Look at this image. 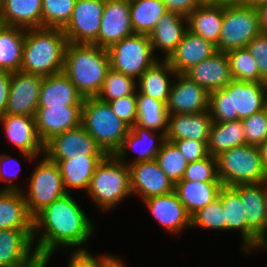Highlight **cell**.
I'll list each match as a JSON object with an SVG mask.
<instances>
[{
	"instance_id": "obj_1",
	"label": "cell",
	"mask_w": 267,
	"mask_h": 267,
	"mask_svg": "<svg viewBox=\"0 0 267 267\" xmlns=\"http://www.w3.org/2000/svg\"><path fill=\"white\" fill-rule=\"evenodd\" d=\"M90 220L70 193L43 208L33 217V241L40 235L34 242L38 257L50 260L58 246L81 249L95 231Z\"/></svg>"
},
{
	"instance_id": "obj_2",
	"label": "cell",
	"mask_w": 267,
	"mask_h": 267,
	"mask_svg": "<svg viewBox=\"0 0 267 267\" xmlns=\"http://www.w3.org/2000/svg\"><path fill=\"white\" fill-rule=\"evenodd\" d=\"M267 87L261 82L232 79L222 89L209 93V111L213 122L242 120L264 109Z\"/></svg>"
},
{
	"instance_id": "obj_3",
	"label": "cell",
	"mask_w": 267,
	"mask_h": 267,
	"mask_svg": "<svg viewBox=\"0 0 267 267\" xmlns=\"http://www.w3.org/2000/svg\"><path fill=\"white\" fill-rule=\"evenodd\" d=\"M110 69L108 51L94 44L68 42L63 73L86 97H96Z\"/></svg>"
},
{
	"instance_id": "obj_4",
	"label": "cell",
	"mask_w": 267,
	"mask_h": 267,
	"mask_svg": "<svg viewBox=\"0 0 267 267\" xmlns=\"http://www.w3.org/2000/svg\"><path fill=\"white\" fill-rule=\"evenodd\" d=\"M67 44L60 28L26 29L20 70L43 77L63 72Z\"/></svg>"
},
{
	"instance_id": "obj_5",
	"label": "cell",
	"mask_w": 267,
	"mask_h": 267,
	"mask_svg": "<svg viewBox=\"0 0 267 267\" xmlns=\"http://www.w3.org/2000/svg\"><path fill=\"white\" fill-rule=\"evenodd\" d=\"M81 125L107 155L116 154L130 130L109 103L97 97L84 98Z\"/></svg>"
},
{
	"instance_id": "obj_6",
	"label": "cell",
	"mask_w": 267,
	"mask_h": 267,
	"mask_svg": "<svg viewBox=\"0 0 267 267\" xmlns=\"http://www.w3.org/2000/svg\"><path fill=\"white\" fill-rule=\"evenodd\" d=\"M87 193L103 211L119 205L132 195L129 166L115 155H107L94 171Z\"/></svg>"
},
{
	"instance_id": "obj_7",
	"label": "cell",
	"mask_w": 267,
	"mask_h": 267,
	"mask_svg": "<svg viewBox=\"0 0 267 267\" xmlns=\"http://www.w3.org/2000/svg\"><path fill=\"white\" fill-rule=\"evenodd\" d=\"M216 159L223 186L267 181L258 146L243 144L221 153Z\"/></svg>"
},
{
	"instance_id": "obj_8",
	"label": "cell",
	"mask_w": 267,
	"mask_h": 267,
	"mask_svg": "<svg viewBox=\"0 0 267 267\" xmlns=\"http://www.w3.org/2000/svg\"><path fill=\"white\" fill-rule=\"evenodd\" d=\"M261 33L255 8L242 3H224L221 34L216 45L218 52L246 48L247 44Z\"/></svg>"
},
{
	"instance_id": "obj_9",
	"label": "cell",
	"mask_w": 267,
	"mask_h": 267,
	"mask_svg": "<svg viewBox=\"0 0 267 267\" xmlns=\"http://www.w3.org/2000/svg\"><path fill=\"white\" fill-rule=\"evenodd\" d=\"M110 68L134 79H138L159 59L154 57L150 37L133 34L107 49Z\"/></svg>"
},
{
	"instance_id": "obj_10",
	"label": "cell",
	"mask_w": 267,
	"mask_h": 267,
	"mask_svg": "<svg viewBox=\"0 0 267 267\" xmlns=\"http://www.w3.org/2000/svg\"><path fill=\"white\" fill-rule=\"evenodd\" d=\"M30 176L28 191L23 192L28 212L34 217L43 208L55 200L65 196L62 176L57 163L49 160L46 156L38 162Z\"/></svg>"
},
{
	"instance_id": "obj_11",
	"label": "cell",
	"mask_w": 267,
	"mask_h": 267,
	"mask_svg": "<svg viewBox=\"0 0 267 267\" xmlns=\"http://www.w3.org/2000/svg\"><path fill=\"white\" fill-rule=\"evenodd\" d=\"M240 195L247 221V253L267 248L265 182L232 186ZM253 249V250H252ZM252 250V251H251Z\"/></svg>"
},
{
	"instance_id": "obj_12",
	"label": "cell",
	"mask_w": 267,
	"mask_h": 267,
	"mask_svg": "<svg viewBox=\"0 0 267 267\" xmlns=\"http://www.w3.org/2000/svg\"><path fill=\"white\" fill-rule=\"evenodd\" d=\"M43 153L55 163L75 156H107L82 125L55 135L44 144Z\"/></svg>"
},
{
	"instance_id": "obj_13",
	"label": "cell",
	"mask_w": 267,
	"mask_h": 267,
	"mask_svg": "<svg viewBox=\"0 0 267 267\" xmlns=\"http://www.w3.org/2000/svg\"><path fill=\"white\" fill-rule=\"evenodd\" d=\"M105 0H76L70 21L62 29L68 42L93 44L99 35Z\"/></svg>"
},
{
	"instance_id": "obj_14",
	"label": "cell",
	"mask_w": 267,
	"mask_h": 267,
	"mask_svg": "<svg viewBox=\"0 0 267 267\" xmlns=\"http://www.w3.org/2000/svg\"><path fill=\"white\" fill-rule=\"evenodd\" d=\"M43 78L21 70L12 72L5 114L35 116Z\"/></svg>"
},
{
	"instance_id": "obj_15",
	"label": "cell",
	"mask_w": 267,
	"mask_h": 267,
	"mask_svg": "<svg viewBox=\"0 0 267 267\" xmlns=\"http://www.w3.org/2000/svg\"><path fill=\"white\" fill-rule=\"evenodd\" d=\"M33 243V229L0 230V267L34 266L41 259Z\"/></svg>"
},
{
	"instance_id": "obj_16",
	"label": "cell",
	"mask_w": 267,
	"mask_h": 267,
	"mask_svg": "<svg viewBox=\"0 0 267 267\" xmlns=\"http://www.w3.org/2000/svg\"><path fill=\"white\" fill-rule=\"evenodd\" d=\"M133 34L129 0H105L100 32L93 44L108 49Z\"/></svg>"
},
{
	"instance_id": "obj_17",
	"label": "cell",
	"mask_w": 267,
	"mask_h": 267,
	"mask_svg": "<svg viewBox=\"0 0 267 267\" xmlns=\"http://www.w3.org/2000/svg\"><path fill=\"white\" fill-rule=\"evenodd\" d=\"M129 166L132 194L148 198L174 191L175 183L160 169L156 160L137 162Z\"/></svg>"
},
{
	"instance_id": "obj_18",
	"label": "cell",
	"mask_w": 267,
	"mask_h": 267,
	"mask_svg": "<svg viewBox=\"0 0 267 267\" xmlns=\"http://www.w3.org/2000/svg\"><path fill=\"white\" fill-rule=\"evenodd\" d=\"M166 104L169 115L196 114L209 110V93L184 74H176ZM178 80V81H177Z\"/></svg>"
},
{
	"instance_id": "obj_19",
	"label": "cell",
	"mask_w": 267,
	"mask_h": 267,
	"mask_svg": "<svg viewBox=\"0 0 267 267\" xmlns=\"http://www.w3.org/2000/svg\"><path fill=\"white\" fill-rule=\"evenodd\" d=\"M0 124H3L6 138L27 160L42 155L44 144L37 135L35 116L5 114L0 117Z\"/></svg>"
},
{
	"instance_id": "obj_20",
	"label": "cell",
	"mask_w": 267,
	"mask_h": 267,
	"mask_svg": "<svg viewBox=\"0 0 267 267\" xmlns=\"http://www.w3.org/2000/svg\"><path fill=\"white\" fill-rule=\"evenodd\" d=\"M82 106H50L38 108L35 114L36 131L45 144L55 135L79 127Z\"/></svg>"
},
{
	"instance_id": "obj_21",
	"label": "cell",
	"mask_w": 267,
	"mask_h": 267,
	"mask_svg": "<svg viewBox=\"0 0 267 267\" xmlns=\"http://www.w3.org/2000/svg\"><path fill=\"white\" fill-rule=\"evenodd\" d=\"M152 217L170 233H179L191 226V216L175 191L143 200Z\"/></svg>"
},
{
	"instance_id": "obj_22",
	"label": "cell",
	"mask_w": 267,
	"mask_h": 267,
	"mask_svg": "<svg viewBox=\"0 0 267 267\" xmlns=\"http://www.w3.org/2000/svg\"><path fill=\"white\" fill-rule=\"evenodd\" d=\"M208 93L225 88L233 79L226 53L216 52L184 73Z\"/></svg>"
},
{
	"instance_id": "obj_23",
	"label": "cell",
	"mask_w": 267,
	"mask_h": 267,
	"mask_svg": "<svg viewBox=\"0 0 267 267\" xmlns=\"http://www.w3.org/2000/svg\"><path fill=\"white\" fill-rule=\"evenodd\" d=\"M217 52L216 45L188 30L176 50L166 60L178 74H184Z\"/></svg>"
},
{
	"instance_id": "obj_24",
	"label": "cell",
	"mask_w": 267,
	"mask_h": 267,
	"mask_svg": "<svg viewBox=\"0 0 267 267\" xmlns=\"http://www.w3.org/2000/svg\"><path fill=\"white\" fill-rule=\"evenodd\" d=\"M213 120L210 111L196 114H173L168 116L166 140L174 142L195 139L208 145Z\"/></svg>"
},
{
	"instance_id": "obj_25",
	"label": "cell",
	"mask_w": 267,
	"mask_h": 267,
	"mask_svg": "<svg viewBox=\"0 0 267 267\" xmlns=\"http://www.w3.org/2000/svg\"><path fill=\"white\" fill-rule=\"evenodd\" d=\"M154 131L155 130L142 128L135 124L130 128L127 136L124 138L122 146L116 152L115 156L126 165L155 160L163 142L166 140V135L161 131L160 134H156ZM155 139H158L160 143ZM142 145L144 147L138 149V146ZM129 148L137 152V157L126 163L125 157Z\"/></svg>"
},
{
	"instance_id": "obj_26",
	"label": "cell",
	"mask_w": 267,
	"mask_h": 267,
	"mask_svg": "<svg viewBox=\"0 0 267 267\" xmlns=\"http://www.w3.org/2000/svg\"><path fill=\"white\" fill-rule=\"evenodd\" d=\"M83 101V95L63 72L44 76L40 87L38 108L82 106Z\"/></svg>"
},
{
	"instance_id": "obj_27",
	"label": "cell",
	"mask_w": 267,
	"mask_h": 267,
	"mask_svg": "<svg viewBox=\"0 0 267 267\" xmlns=\"http://www.w3.org/2000/svg\"><path fill=\"white\" fill-rule=\"evenodd\" d=\"M188 31V19L182 15L167 11L157 22L154 30L149 34L153 53L161 50L167 60L176 50L185 33Z\"/></svg>"
},
{
	"instance_id": "obj_28",
	"label": "cell",
	"mask_w": 267,
	"mask_h": 267,
	"mask_svg": "<svg viewBox=\"0 0 267 267\" xmlns=\"http://www.w3.org/2000/svg\"><path fill=\"white\" fill-rule=\"evenodd\" d=\"M0 24L42 28V0H4L0 4Z\"/></svg>"
},
{
	"instance_id": "obj_29",
	"label": "cell",
	"mask_w": 267,
	"mask_h": 267,
	"mask_svg": "<svg viewBox=\"0 0 267 267\" xmlns=\"http://www.w3.org/2000/svg\"><path fill=\"white\" fill-rule=\"evenodd\" d=\"M224 17V3H202L188 17V30L218 44Z\"/></svg>"
},
{
	"instance_id": "obj_30",
	"label": "cell",
	"mask_w": 267,
	"mask_h": 267,
	"mask_svg": "<svg viewBox=\"0 0 267 267\" xmlns=\"http://www.w3.org/2000/svg\"><path fill=\"white\" fill-rule=\"evenodd\" d=\"M8 229H33L22 190H0V230Z\"/></svg>"
},
{
	"instance_id": "obj_31",
	"label": "cell",
	"mask_w": 267,
	"mask_h": 267,
	"mask_svg": "<svg viewBox=\"0 0 267 267\" xmlns=\"http://www.w3.org/2000/svg\"><path fill=\"white\" fill-rule=\"evenodd\" d=\"M106 156H84L60 160L57 164L65 190L76 189L87 192L97 166Z\"/></svg>"
},
{
	"instance_id": "obj_32",
	"label": "cell",
	"mask_w": 267,
	"mask_h": 267,
	"mask_svg": "<svg viewBox=\"0 0 267 267\" xmlns=\"http://www.w3.org/2000/svg\"><path fill=\"white\" fill-rule=\"evenodd\" d=\"M221 182H199L180 180L175 183L174 191L184 205L187 213L192 216L218 197Z\"/></svg>"
},
{
	"instance_id": "obj_33",
	"label": "cell",
	"mask_w": 267,
	"mask_h": 267,
	"mask_svg": "<svg viewBox=\"0 0 267 267\" xmlns=\"http://www.w3.org/2000/svg\"><path fill=\"white\" fill-rule=\"evenodd\" d=\"M176 74L166 60H158L137 79V92L167 104L173 84L169 77Z\"/></svg>"
},
{
	"instance_id": "obj_34",
	"label": "cell",
	"mask_w": 267,
	"mask_h": 267,
	"mask_svg": "<svg viewBox=\"0 0 267 267\" xmlns=\"http://www.w3.org/2000/svg\"><path fill=\"white\" fill-rule=\"evenodd\" d=\"M25 36L26 29L0 24V71L20 70Z\"/></svg>"
},
{
	"instance_id": "obj_35",
	"label": "cell",
	"mask_w": 267,
	"mask_h": 267,
	"mask_svg": "<svg viewBox=\"0 0 267 267\" xmlns=\"http://www.w3.org/2000/svg\"><path fill=\"white\" fill-rule=\"evenodd\" d=\"M243 144H246V138L242 120L212 123L208 142L209 155L217 157Z\"/></svg>"
},
{
	"instance_id": "obj_36",
	"label": "cell",
	"mask_w": 267,
	"mask_h": 267,
	"mask_svg": "<svg viewBox=\"0 0 267 267\" xmlns=\"http://www.w3.org/2000/svg\"><path fill=\"white\" fill-rule=\"evenodd\" d=\"M217 198L224 209V230H240L242 250L247 253V221L239 193L232 186H222Z\"/></svg>"
},
{
	"instance_id": "obj_37",
	"label": "cell",
	"mask_w": 267,
	"mask_h": 267,
	"mask_svg": "<svg viewBox=\"0 0 267 267\" xmlns=\"http://www.w3.org/2000/svg\"><path fill=\"white\" fill-rule=\"evenodd\" d=\"M129 5L134 34L149 35L167 12L162 0H129Z\"/></svg>"
},
{
	"instance_id": "obj_38",
	"label": "cell",
	"mask_w": 267,
	"mask_h": 267,
	"mask_svg": "<svg viewBox=\"0 0 267 267\" xmlns=\"http://www.w3.org/2000/svg\"><path fill=\"white\" fill-rule=\"evenodd\" d=\"M137 97V123L136 125L163 132L168 129V111L166 103L158 101L136 91Z\"/></svg>"
},
{
	"instance_id": "obj_39",
	"label": "cell",
	"mask_w": 267,
	"mask_h": 267,
	"mask_svg": "<svg viewBox=\"0 0 267 267\" xmlns=\"http://www.w3.org/2000/svg\"><path fill=\"white\" fill-rule=\"evenodd\" d=\"M136 82L134 78L110 68L96 97L109 103L123 96L136 95Z\"/></svg>"
},
{
	"instance_id": "obj_40",
	"label": "cell",
	"mask_w": 267,
	"mask_h": 267,
	"mask_svg": "<svg viewBox=\"0 0 267 267\" xmlns=\"http://www.w3.org/2000/svg\"><path fill=\"white\" fill-rule=\"evenodd\" d=\"M160 169L174 183L182 180L188 162L174 142L165 140L155 159Z\"/></svg>"
},
{
	"instance_id": "obj_41",
	"label": "cell",
	"mask_w": 267,
	"mask_h": 267,
	"mask_svg": "<svg viewBox=\"0 0 267 267\" xmlns=\"http://www.w3.org/2000/svg\"><path fill=\"white\" fill-rule=\"evenodd\" d=\"M226 54L233 79L263 83V76L259 73L258 66L247 48L232 50Z\"/></svg>"
},
{
	"instance_id": "obj_42",
	"label": "cell",
	"mask_w": 267,
	"mask_h": 267,
	"mask_svg": "<svg viewBox=\"0 0 267 267\" xmlns=\"http://www.w3.org/2000/svg\"><path fill=\"white\" fill-rule=\"evenodd\" d=\"M76 0H42V27L63 29L70 21Z\"/></svg>"
},
{
	"instance_id": "obj_43",
	"label": "cell",
	"mask_w": 267,
	"mask_h": 267,
	"mask_svg": "<svg viewBox=\"0 0 267 267\" xmlns=\"http://www.w3.org/2000/svg\"><path fill=\"white\" fill-rule=\"evenodd\" d=\"M191 228L224 230V209L217 198L191 216Z\"/></svg>"
},
{
	"instance_id": "obj_44",
	"label": "cell",
	"mask_w": 267,
	"mask_h": 267,
	"mask_svg": "<svg viewBox=\"0 0 267 267\" xmlns=\"http://www.w3.org/2000/svg\"><path fill=\"white\" fill-rule=\"evenodd\" d=\"M182 180L199 182H221L218 176L217 159L211 155L190 162L185 169Z\"/></svg>"
},
{
	"instance_id": "obj_45",
	"label": "cell",
	"mask_w": 267,
	"mask_h": 267,
	"mask_svg": "<svg viewBox=\"0 0 267 267\" xmlns=\"http://www.w3.org/2000/svg\"><path fill=\"white\" fill-rule=\"evenodd\" d=\"M246 144L259 146L267 139V115L265 108L242 119Z\"/></svg>"
},
{
	"instance_id": "obj_46",
	"label": "cell",
	"mask_w": 267,
	"mask_h": 267,
	"mask_svg": "<svg viewBox=\"0 0 267 267\" xmlns=\"http://www.w3.org/2000/svg\"><path fill=\"white\" fill-rule=\"evenodd\" d=\"M117 259L116 256H109V254L93 256L88 250L81 248L72 252L67 267H111Z\"/></svg>"
},
{
	"instance_id": "obj_47",
	"label": "cell",
	"mask_w": 267,
	"mask_h": 267,
	"mask_svg": "<svg viewBox=\"0 0 267 267\" xmlns=\"http://www.w3.org/2000/svg\"><path fill=\"white\" fill-rule=\"evenodd\" d=\"M113 112L130 128L137 123V97L136 95L123 96L109 102Z\"/></svg>"
},
{
	"instance_id": "obj_48",
	"label": "cell",
	"mask_w": 267,
	"mask_h": 267,
	"mask_svg": "<svg viewBox=\"0 0 267 267\" xmlns=\"http://www.w3.org/2000/svg\"><path fill=\"white\" fill-rule=\"evenodd\" d=\"M258 66L259 73L267 74V34L260 33L246 46Z\"/></svg>"
},
{
	"instance_id": "obj_49",
	"label": "cell",
	"mask_w": 267,
	"mask_h": 267,
	"mask_svg": "<svg viewBox=\"0 0 267 267\" xmlns=\"http://www.w3.org/2000/svg\"><path fill=\"white\" fill-rule=\"evenodd\" d=\"M174 143L180 149L188 163L201 160L209 155L208 145L195 139L175 140Z\"/></svg>"
},
{
	"instance_id": "obj_50",
	"label": "cell",
	"mask_w": 267,
	"mask_h": 267,
	"mask_svg": "<svg viewBox=\"0 0 267 267\" xmlns=\"http://www.w3.org/2000/svg\"><path fill=\"white\" fill-rule=\"evenodd\" d=\"M167 11L188 17L202 2L200 0H162Z\"/></svg>"
},
{
	"instance_id": "obj_51",
	"label": "cell",
	"mask_w": 267,
	"mask_h": 267,
	"mask_svg": "<svg viewBox=\"0 0 267 267\" xmlns=\"http://www.w3.org/2000/svg\"><path fill=\"white\" fill-rule=\"evenodd\" d=\"M17 161L16 159H14L13 157H11V155H6V154H3V155H0V180L1 181H4V182H9L3 189H0V190H13V191H21L20 190V187H17L16 184L14 183H11L12 180L14 179V177H16L18 174L17 171L19 170H13L14 173H8L7 171V168H6V164L7 163H10L12 161ZM14 163V162H13ZM5 164V165H4ZM17 164L19 165V161H17ZM14 165V164H13ZM17 165V166H18ZM16 166V164H15ZM15 169V168H14ZM11 172V171H10ZM11 175V176H10Z\"/></svg>"
},
{
	"instance_id": "obj_52",
	"label": "cell",
	"mask_w": 267,
	"mask_h": 267,
	"mask_svg": "<svg viewBox=\"0 0 267 267\" xmlns=\"http://www.w3.org/2000/svg\"><path fill=\"white\" fill-rule=\"evenodd\" d=\"M11 72L0 71V117L5 115L9 87H10Z\"/></svg>"
},
{
	"instance_id": "obj_53",
	"label": "cell",
	"mask_w": 267,
	"mask_h": 267,
	"mask_svg": "<svg viewBox=\"0 0 267 267\" xmlns=\"http://www.w3.org/2000/svg\"><path fill=\"white\" fill-rule=\"evenodd\" d=\"M258 14L259 28L261 33L267 34V3L255 8Z\"/></svg>"
},
{
	"instance_id": "obj_54",
	"label": "cell",
	"mask_w": 267,
	"mask_h": 267,
	"mask_svg": "<svg viewBox=\"0 0 267 267\" xmlns=\"http://www.w3.org/2000/svg\"><path fill=\"white\" fill-rule=\"evenodd\" d=\"M258 148L261 156L262 167L267 177V139L259 145Z\"/></svg>"
},
{
	"instance_id": "obj_55",
	"label": "cell",
	"mask_w": 267,
	"mask_h": 267,
	"mask_svg": "<svg viewBox=\"0 0 267 267\" xmlns=\"http://www.w3.org/2000/svg\"><path fill=\"white\" fill-rule=\"evenodd\" d=\"M267 0H243L242 4L249 6V7H253V8H257L260 5L266 4Z\"/></svg>"
},
{
	"instance_id": "obj_56",
	"label": "cell",
	"mask_w": 267,
	"mask_h": 267,
	"mask_svg": "<svg viewBox=\"0 0 267 267\" xmlns=\"http://www.w3.org/2000/svg\"><path fill=\"white\" fill-rule=\"evenodd\" d=\"M49 260L41 259L32 267H46Z\"/></svg>"
},
{
	"instance_id": "obj_57",
	"label": "cell",
	"mask_w": 267,
	"mask_h": 267,
	"mask_svg": "<svg viewBox=\"0 0 267 267\" xmlns=\"http://www.w3.org/2000/svg\"><path fill=\"white\" fill-rule=\"evenodd\" d=\"M243 0H215L218 3H242Z\"/></svg>"
},
{
	"instance_id": "obj_58",
	"label": "cell",
	"mask_w": 267,
	"mask_h": 267,
	"mask_svg": "<svg viewBox=\"0 0 267 267\" xmlns=\"http://www.w3.org/2000/svg\"><path fill=\"white\" fill-rule=\"evenodd\" d=\"M111 267H126V265H124V263H122V261L120 259H117L112 265Z\"/></svg>"
},
{
	"instance_id": "obj_59",
	"label": "cell",
	"mask_w": 267,
	"mask_h": 267,
	"mask_svg": "<svg viewBox=\"0 0 267 267\" xmlns=\"http://www.w3.org/2000/svg\"><path fill=\"white\" fill-rule=\"evenodd\" d=\"M265 201H266V210H267V181L265 182Z\"/></svg>"
},
{
	"instance_id": "obj_60",
	"label": "cell",
	"mask_w": 267,
	"mask_h": 267,
	"mask_svg": "<svg viewBox=\"0 0 267 267\" xmlns=\"http://www.w3.org/2000/svg\"><path fill=\"white\" fill-rule=\"evenodd\" d=\"M263 83L267 87V74L263 77Z\"/></svg>"
},
{
	"instance_id": "obj_61",
	"label": "cell",
	"mask_w": 267,
	"mask_h": 267,
	"mask_svg": "<svg viewBox=\"0 0 267 267\" xmlns=\"http://www.w3.org/2000/svg\"><path fill=\"white\" fill-rule=\"evenodd\" d=\"M202 3L215 2V0H200Z\"/></svg>"
},
{
	"instance_id": "obj_62",
	"label": "cell",
	"mask_w": 267,
	"mask_h": 267,
	"mask_svg": "<svg viewBox=\"0 0 267 267\" xmlns=\"http://www.w3.org/2000/svg\"><path fill=\"white\" fill-rule=\"evenodd\" d=\"M265 112H266V115H267V102H266V105H265Z\"/></svg>"
}]
</instances>
